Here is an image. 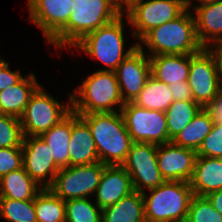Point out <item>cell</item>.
I'll return each instance as SVG.
<instances>
[{
    "label": "cell",
    "mask_w": 222,
    "mask_h": 222,
    "mask_svg": "<svg viewBox=\"0 0 222 222\" xmlns=\"http://www.w3.org/2000/svg\"><path fill=\"white\" fill-rule=\"evenodd\" d=\"M148 56L195 54L204 47L199 42L193 12L185 10L175 20L151 29L139 41Z\"/></svg>",
    "instance_id": "6da1fadb"
},
{
    "label": "cell",
    "mask_w": 222,
    "mask_h": 222,
    "mask_svg": "<svg viewBox=\"0 0 222 222\" xmlns=\"http://www.w3.org/2000/svg\"><path fill=\"white\" fill-rule=\"evenodd\" d=\"M79 116L90 128L99 161L105 165L121 166L133 144L121 112L89 113Z\"/></svg>",
    "instance_id": "7a4b0ae2"
},
{
    "label": "cell",
    "mask_w": 222,
    "mask_h": 222,
    "mask_svg": "<svg viewBox=\"0 0 222 222\" xmlns=\"http://www.w3.org/2000/svg\"><path fill=\"white\" fill-rule=\"evenodd\" d=\"M120 14L112 0H73L68 23L48 42L69 51L86 34L114 21Z\"/></svg>",
    "instance_id": "3957f363"
},
{
    "label": "cell",
    "mask_w": 222,
    "mask_h": 222,
    "mask_svg": "<svg viewBox=\"0 0 222 222\" xmlns=\"http://www.w3.org/2000/svg\"><path fill=\"white\" fill-rule=\"evenodd\" d=\"M123 18L126 19V23ZM125 24L130 26L127 16L120 15L114 21L86 34L72 48L85 53L96 62L100 60L105 67L98 71H115L118 65L137 47V43L133 42L125 50L127 39L124 34Z\"/></svg>",
    "instance_id": "277c9868"
},
{
    "label": "cell",
    "mask_w": 222,
    "mask_h": 222,
    "mask_svg": "<svg viewBox=\"0 0 222 222\" xmlns=\"http://www.w3.org/2000/svg\"><path fill=\"white\" fill-rule=\"evenodd\" d=\"M88 75L71 91V111L77 114L120 111L125 103L115 72L97 70Z\"/></svg>",
    "instance_id": "5b68a950"
},
{
    "label": "cell",
    "mask_w": 222,
    "mask_h": 222,
    "mask_svg": "<svg viewBox=\"0 0 222 222\" xmlns=\"http://www.w3.org/2000/svg\"><path fill=\"white\" fill-rule=\"evenodd\" d=\"M142 195L146 222H185L194 196L185 181H164Z\"/></svg>",
    "instance_id": "8992f818"
},
{
    "label": "cell",
    "mask_w": 222,
    "mask_h": 222,
    "mask_svg": "<svg viewBox=\"0 0 222 222\" xmlns=\"http://www.w3.org/2000/svg\"><path fill=\"white\" fill-rule=\"evenodd\" d=\"M50 94L40 85L31 95L19 118L23 136H41L71 112L70 92L66 104Z\"/></svg>",
    "instance_id": "52a82bcc"
},
{
    "label": "cell",
    "mask_w": 222,
    "mask_h": 222,
    "mask_svg": "<svg viewBox=\"0 0 222 222\" xmlns=\"http://www.w3.org/2000/svg\"><path fill=\"white\" fill-rule=\"evenodd\" d=\"M106 166L98 161L60 168L49 189L64 201L92 198Z\"/></svg>",
    "instance_id": "ba28073f"
},
{
    "label": "cell",
    "mask_w": 222,
    "mask_h": 222,
    "mask_svg": "<svg viewBox=\"0 0 222 222\" xmlns=\"http://www.w3.org/2000/svg\"><path fill=\"white\" fill-rule=\"evenodd\" d=\"M133 142L161 145L171 142L165 112L141 108L127 102L120 110Z\"/></svg>",
    "instance_id": "9c48e42d"
},
{
    "label": "cell",
    "mask_w": 222,
    "mask_h": 222,
    "mask_svg": "<svg viewBox=\"0 0 222 222\" xmlns=\"http://www.w3.org/2000/svg\"><path fill=\"white\" fill-rule=\"evenodd\" d=\"M188 83L193 101L205 108L221 91L219 65L212 48L190 54Z\"/></svg>",
    "instance_id": "30bf717a"
},
{
    "label": "cell",
    "mask_w": 222,
    "mask_h": 222,
    "mask_svg": "<svg viewBox=\"0 0 222 222\" xmlns=\"http://www.w3.org/2000/svg\"><path fill=\"white\" fill-rule=\"evenodd\" d=\"M158 145L133 142L125 162L121 165L130 175L135 191L144 193L160 186L162 177L157 163Z\"/></svg>",
    "instance_id": "8fae6325"
},
{
    "label": "cell",
    "mask_w": 222,
    "mask_h": 222,
    "mask_svg": "<svg viewBox=\"0 0 222 222\" xmlns=\"http://www.w3.org/2000/svg\"><path fill=\"white\" fill-rule=\"evenodd\" d=\"M185 10L184 0H143L126 14L130 34L139 41L151 29L175 20Z\"/></svg>",
    "instance_id": "7c38bea8"
},
{
    "label": "cell",
    "mask_w": 222,
    "mask_h": 222,
    "mask_svg": "<svg viewBox=\"0 0 222 222\" xmlns=\"http://www.w3.org/2000/svg\"><path fill=\"white\" fill-rule=\"evenodd\" d=\"M23 168L42 188H49L59 171L51 149L41 136H24L22 141Z\"/></svg>",
    "instance_id": "4fadbf2b"
},
{
    "label": "cell",
    "mask_w": 222,
    "mask_h": 222,
    "mask_svg": "<svg viewBox=\"0 0 222 222\" xmlns=\"http://www.w3.org/2000/svg\"><path fill=\"white\" fill-rule=\"evenodd\" d=\"M138 46L114 71L124 103L133 102L151 76L149 56Z\"/></svg>",
    "instance_id": "5bb4252c"
},
{
    "label": "cell",
    "mask_w": 222,
    "mask_h": 222,
    "mask_svg": "<svg viewBox=\"0 0 222 222\" xmlns=\"http://www.w3.org/2000/svg\"><path fill=\"white\" fill-rule=\"evenodd\" d=\"M73 0H27L30 22L41 29L48 43L67 23Z\"/></svg>",
    "instance_id": "9a60e30c"
},
{
    "label": "cell",
    "mask_w": 222,
    "mask_h": 222,
    "mask_svg": "<svg viewBox=\"0 0 222 222\" xmlns=\"http://www.w3.org/2000/svg\"><path fill=\"white\" fill-rule=\"evenodd\" d=\"M196 151L174 144L172 141L158 145L157 163L165 181L188 182L193 176Z\"/></svg>",
    "instance_id": "2e32d148"
},
{
    "label": "cell",
    "mask_w": 222,
    "mask_h": 222,
    "mask_svg": "<svg viewBox=\"0 0 222 222\" xmlns=\"http://www.w3.org/2000/svg\"><path fill=\"white\" fill-rule=\"evenodd\" d=\"M133 191L135 190L128 172L122 166L107 165L93 195L95 197L94 202L101 209H104L116 204Z\"/></svg>",
    "instance_id": "e0dca14e"
},
{
    "label": "cell",
    "mask_w": 222,
    "mask_h": 222,
    "mask_svg": "<svg viewBox=\"0 0 222 222\" xmlns=\"http://www.w3.org/2000/svg\"><path fill=\"white\" fill-rule=\"evenodd\" d=\"M99 161L94 138L88 124L72 111L69 141V166L89 165Z\"/></svg>",
    "instance_id": "ac0fdd59"
},
{
    "label": "cell",
    "mask_w": 222,
    "mask_h": 222,
    "mask_svg": "<svg viewBox=\"0 0 222 222\" xmlns=\"http://www.w3.org/2000/svg\"><path fill=\"white\" fill-rule=\"evenodd\" d=\"M196 32L204 48L222 44V0L198 6L193 10Z\"/></svg>",
    "instance_id": "d6986e66"
},
{
    "label": "cell",
    "mask_w": 222,
    "mask_h": 222,
    "mask_svg": "<svg viewBox=\"0 0 222 222\" xmlns=\"http://www.w3.org/2000/svg\"><path fill=\"white\" fill-rule=\"evenodd\" d=\"M151 76L167 85L188 81L190 54L149 56Z\"/></svg>",
    "instance_id": "ffe728a7"
},
{
    "label": "cell",
    "mask_w": 222,
    "mask_h": 222,
    "mask_svg": "<svg viewBox=\"0 0 222 222\" xmlns=\"http://www.w3.org/2000/svg\"><path fill=\"white\" fill-rule=\"evenodd\" d=\"M41 85L31 71L15 85L0 91V114L20 118L31 95Z\"/></svg>",
    "instance_id": "44dd1931"
},
{
    "label": "cell",
    "mask_w": 222,
    "mask_h": 222,
    "mask_svg": "<svg viewBox=\"0 0 222 222\" xmlns=\"http://www.w3.org/2000/svg\"><path fill=\"white\" fill-rule=\"evenodd\" d=\"M189 184L196 196L222 189V158L197 156Z\"/></svg>",
    "instance_id": "7402d4cb"
},
{
    "label": "cell",
    "mask_w": 222,
    "mask_h": 222,
    "mask_svg": "<svg viewBox=\"0 0 222 222\" xmlns=\"http://www.w3.org/2000/svg\"><path fill=\"white\" fill-rule=\"evenodd\" d=\"M42 189L24 168L11 171L0 178V198L34 200Z\"/></svg>",
    "instance_id": "603a6c76"
},
{
    "label": "cell",
    "mask_w": 222,
    "mask_h": 222,
    "mask_svg": "<svg viewBox=\"0 0 222 222\" xmlns=\"http://www.w3.org/2000/svg\"><path fill=\"white\" fill-rule=\"evenodd\" d=\"M102 222H146L142 193L133 191L116 204L102 209Z\"/></svg>",
    "instance_id": "cb8c5ba5"
},
{
    "label": "cell",
    "mask_w": 222,
    "mask_h": 222,
    "mask_svg": "<svg viewBox=\"0 0 222 222\" xmlns=\"http://www.w3.org/2000/svg\"><path fill=\"white\" fill-rule=\"evenodd\" d=\"M72 130V111L58 124L41 135L53 154L55 164L59 168L69 166V141Z\"/></svg>",
    "instance_id": "d4e9b609"
},
{
    "label": "cell",
    "mask_w": 222,
    "mask_h": 222,
    "mask_svg": "<svg viewBox=\"0 0 222 222\" xmlns=\"http://www.w3.org/2000/svg\"><path fill=\"white\" fill-rule=\"evenodd\" d=\"M213 124L214 121L209 112L205 108H201L190 123L171 141L178 146L197 152L203 139L210 133Z\"/></svg>",
    "instance_id": "484cf974"
},
{
    "label": "cell",
    "mask_w": 222,
    "mask_h": 222,
    "mask_svg": "<svg viewBox=\"0 0 222 222\" xmlns=\"http://www.w3.org/2000/svg\"><path fill=\"white\" fill-rule=\"evenodd\" d=\"M132 103L141 108L165 112L173 103L172 93L169 85L150 76Z\"/></svg>",
    "instance_id": "4316f807"
},
{
    "label": "cell",
    "mask_w": 222,
    "mask_h": 222,
    "mask_svg": "<svg viewBox=\"0 0 222 222\" xmlns=\"http://www.w3.org/2000/svg\"><path fill=\"white\" fill-rule=\"evenodd\" d=\"M37 222H66L65 201L49 188H43L34 199Z\"/></svg>",
    "instance_id": "83f0119b"
},
{
    "label": "cell",
    "mask_w": 222,
    "mask_h": 222,
    "mask_svg": "<svg viewBox=\"0 0 222 222\" xmlns=\"http://www.w3.org/2000/svg\"><path fill=\"white\" fill-rule=\"evenodd\" d=\"M202 107L194 101H173L165 111L169 139L183 130Z\"/></svg>",
    "instance_id": "f1b7e54d"
},
{
    "label": "cell",
    "mask_w": 222,
    "mask_h": 222,
    "mask_svg": "<svg viewBox=\"0 0 222 222\" xmlns=\"http://www.w3.org/2000/svg\"><path fill=\"white\" fill-rule=\"evenodd\" d=\"M0 218L6 222H37L34 200L0 198Z\"/></svg>",
    "instance_id": "f546056e"
},
{
    "label": "cell",
    "mask_w": 222,
    "mask_h": 222,
    "mask_svg": "<svg viewBox=\"0 0 222 222\" xmlns=\"http://www.w3.org/2000/svg\"><path fill=\"white\" fill-rule=\"evenodd\" d=\"M65 205L66 222H102V209L93 198L71 199Z\"/></svg>",
    "instance_id": "4dcf8cb0"
},
{
    "label": "cell",
    "mask_w": 222,
    "mask_h": 222,
    "mask_svg": "<svg viewBox=\"0 0 222 222\" xmlns=\"http://www.w3.org/2000/svg\"><path fill=\"white\" fill-rule=\"evenodd\" d=\"M23 137L20 119L0 114V148H21Z\"/></svg>",
    "instance_id": "1f68e13d"
},
{
    "label": "cell",
    "mask_w": 222,
    "mask_h": 222,
    "mask_svg": "<svg viewBox=\"0 0 222 222\" xmlns=\"http://www.w3.org/2000/svg\"><path fill=\"white\" fill-rule=\"evenodd\" d=\"M185 222H222V214L213 208L205 196L194 195Z\"/></svg>",
    "instance_id": "d6a6232c"
},
{
    "label": "cell",
    "mask_w": 222,
    "mask_h": 222,
    "mask_svg": "<svg viewBox=\"0 0 222 222\" xmlns=\"http://www.w3.org/2000/svg\"><path fill=\"white\" fill-rule=\"evenodd\" d=\"M197 156L222 158V124L214 123L210 133L203 139Z\"/></svg>",
    "instance_id": "836d02e7"
},
{
    "label": "cell",
    "mask_w": 222,
    "mask_h": 222,
    "mask_svg": "<svg viewBox=\"0 0 222 222\" xmlns=\"http://www.w3.org/2000/svg\"><path fill=\"white\" fill-rule=\"evenodd\" d=\"M23 168L22 148H0V178Z\"/></svg>",
    "instance_id": "e575fe53"
},
{
    "label": "cell",
    "mask_w": 222,
    "mask_h": 222,
    "mask_svg": "<svg viewBox=\"0 0 222 222\" xmlns=\"http://www.w3.org/2000/svg\"><path fill=\"white\" fill-rule=\"evenodd\" d=\"M9 67V62L2 58L0 60V91L15 85L24 77L20 69L12 71Z\"/></svg>",
    "instance_id": "d590c367"
},
{
    "label": "cell",
    "mask_w": 222,
    "mask_h": 222,
    "mask_svg": "<svg viewBox=\"0 0 222 222\" xmlns=\"http://www.w3.org/2000/svg\"><path fill=\"white\" fill-rule=\"evenodd\" d=\"M173 101H193L191 88L188 81L169 85Z\"/></svg>",
    "instance_id": "8d00e7d4"
},
{
    "label": "cell",
    "mask_w": 222,
    "mask_h": 222,
    "mask_svg": "<svg viewBox=\"0 0 222 222\" xmlns=\"http://www.w3.org/2000/svg\"><path fill=\"white\" fill-rule=\"evenodd\" d=\"M205 109L209 112L214 123L222 124V89L218 96L212 102H210Z\"/></svg>",
    "instance_id": "74e56055"
},
{
    "label": "cell",
    "mask_w": 222,
    "mask_h": 222,
    "mask_svg": "<svg viewBox=\"0 0 222 222\" xmlns=\"http://www.w3.org/2000/svg\"><path fill=\"white\" fill-rule=\"evenodd\" d=\"M112 1L116 11L120 15H126L143 0H112Z\"/></svg>",
    "instance_id": "f35d334b"
},
{
    "label": "cell",
    "mask_w": 222,
    "mask_h": 222,
    "mask_svg": "<svg viewBox=\"0 0 222 222\" xmlns=\"http://www.w3.org/2000/svg\"><path fill=\"white\" fill-rule=\"evenodd\" d=\"M213 208L222 214V189L210 192L205 196Z\"/></svg>",
    "instance_id": "ab89813d"
},
{
    "label": "cell",
    "mask_w": 222,
    "mask_h": 222,
    "mask_svg": "<svg viewBox=\"0 0 222 222\" xmlns=\"http://www.w3.org/2000/svg\"><path fill=\"white\" fill-rule=\"evenodd\" d=\"M194 0H184L185 9L192 11L198 6H203L206 4H210L212 2L220 1V0H195L198 1L199 4H196L193 2Z\"/></svg>",
    "instance_id": "60d3db41"
},
{
    "label": "cell",
    "mask_w": 222,
    "mask_h": 222,
    "mask_svg": "<svg viewBox=\"0 0 222 222\" xmlns=\"http://www.w3.org/2000/svg\"><path fill=\"white\" fill-rule=\"evenodd\" d=\"M215 52V56L218 60L219 65V77H220V87L222 89V44L212 47Z\"/></svg>",
    "instance_id": "b9f144b4"
}]
</instances>
